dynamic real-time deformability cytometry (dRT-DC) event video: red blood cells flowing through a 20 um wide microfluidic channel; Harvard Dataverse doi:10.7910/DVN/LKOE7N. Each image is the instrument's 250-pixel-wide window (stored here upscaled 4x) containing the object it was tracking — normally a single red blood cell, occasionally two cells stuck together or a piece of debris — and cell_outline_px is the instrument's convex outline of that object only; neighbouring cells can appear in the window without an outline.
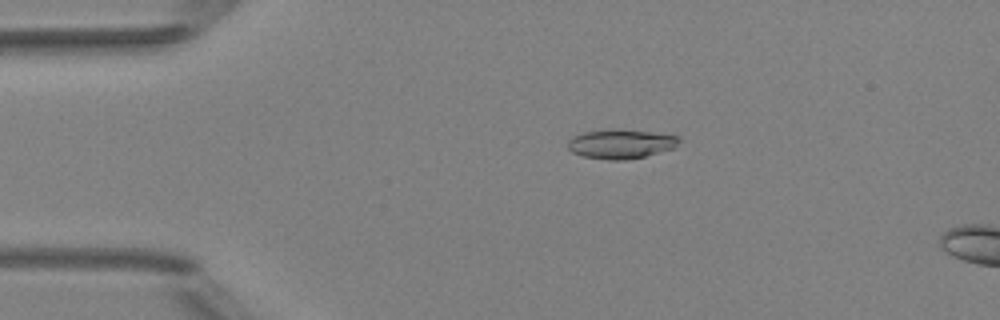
{"species": "Egyptian fruit bat (a non-hibernating species)", "species_latin": "Rousettus aegyptiacus", "temperature_condition": "room temperature", "stored_images_in_passage": 6, "segment_of_instrument_passage": [1, 2], "camera_frame_rate_fps": 3000, "um_per_image_px": 0.085, "animal": {"sex": "female"}, "frame": {"image": 1, "passage_image": 4, "time_ms": 3.333, "image_size_px": [1000, 320], "cell_outline_px": [[680, 140], [672, 148], [644, 156], [624, 160], [608, 160], [584, 156], [572, 152], [568, 148], [568, 140], [572, 136], [584, 132], [612, 128], [616, 128], [680, 136]], "centroid_in_image_um": [52.72, 12.22], "position_along_channel_um": 32.3, "area_um2": 18.84}}